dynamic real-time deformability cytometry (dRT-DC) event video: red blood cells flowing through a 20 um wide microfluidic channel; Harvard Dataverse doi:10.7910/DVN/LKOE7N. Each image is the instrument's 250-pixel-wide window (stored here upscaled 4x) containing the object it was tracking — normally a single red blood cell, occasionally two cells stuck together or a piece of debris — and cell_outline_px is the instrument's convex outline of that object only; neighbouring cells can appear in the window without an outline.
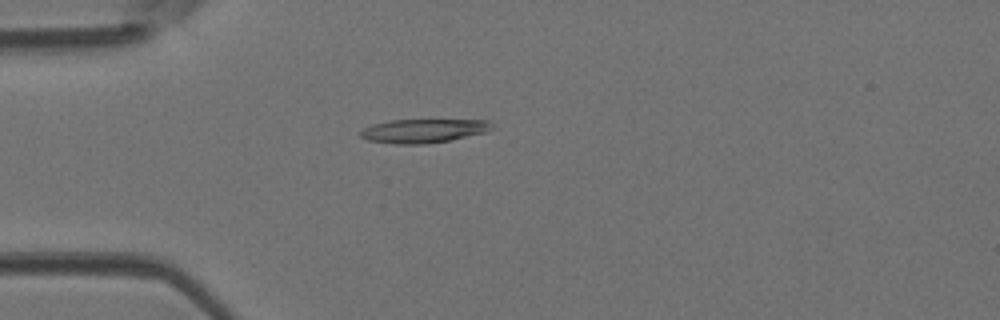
{"species": "Egyptian fruit bat (a non-hibernating species)", "species_latin": "Rousettus aegyptiacus", "temperature_condition": "room temperature", "stored_images_in_passage": 46, "camera_frame_rate_fps": 3000, "um_per_image_px": 0.085, "animal": {"sex": "female"}, "frame": {"image": 1, "passage_image": 13, "time_ms": 4.0, "image_size_px": [1000, 320], "cell_outline_px": [[496, 128], [488, 132], [448, 140], [424, 144], [396, 144], [368, 140], [360, 136], [360, 132], [364, 128], [372, 124], [392, 120], [488, 120]], "centroid_in_image_um": [36.03, 11.11], "position_along_channel_um": 49.0, "area_um2": 18.21}}
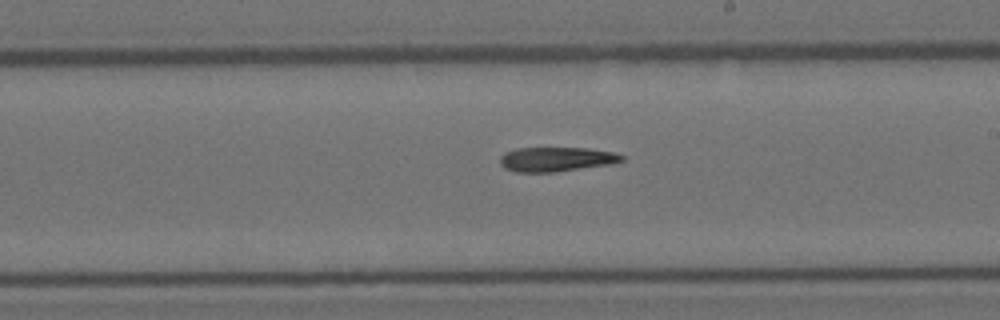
{"frame": {"image": 2, "passage_image": 27, "time_ms": 8.667, "image_size_px": [1000, 320], "cell_outline_px": [[624, 160], [612, 164], [556, 172], [516, 172], [504, 168], [500, 164], [500, 156], [504, 152], [516, 148], [588, 148], [612, 152], [624, 156]], "centroid_in_image_um": [47.26, 13.54], "position_along_channel_um": 241.7, "area_um2": 17.46}}
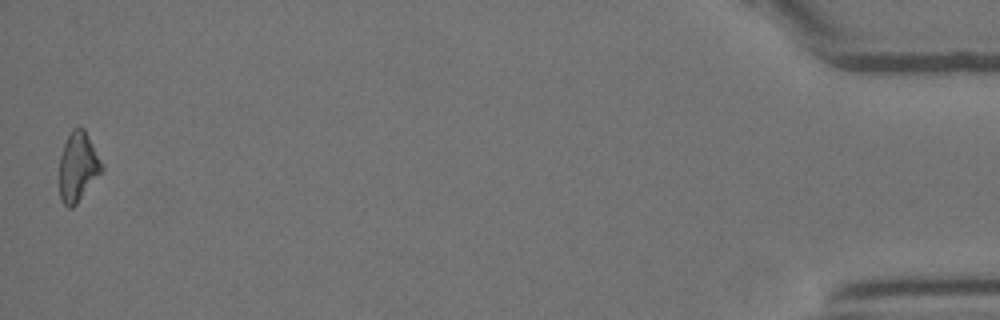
{"frame": {"image": 3, "passage_image": 46, "time_ms": 15.0, "image_size_px": [1000, 320], "cell_outline_px": [[104, 168], [76, 204], [72, 208], [68, 208], [60, 200], [60, 156], [64, 144], [72, 128], [84, 128], [104, 164]], "centroid_in_image_um": [6.63, 14.17], "position_along_channel_um": 428.6, "area_um2": 16.99}}